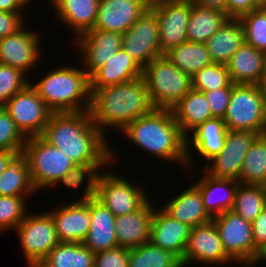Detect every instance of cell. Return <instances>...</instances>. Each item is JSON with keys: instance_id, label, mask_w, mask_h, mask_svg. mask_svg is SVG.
Segmentation results:
<instances>
[{"instance_id": "8", "label": "cell", "mask_w": 266, "mask_h": 267, "mask_svg": "<svg viewBox=\"0 0 266 267\" xmlns=\"http://www.w3.org/2000/svg\"><path fill=\"white\" fill-rule=\"evenodd\" d=\"M135 185L117 173L102 170L96 182L95 198L115 217L130 214L149 201L143 187Z\"/></svg>"}, {"instance_id": "48", "label": "cell", "mask_w": 266, "mask_h": 267, "mask_svg": "<svg viewBox=\"0 0 266 267\" xmlns=\"http://www.w3.org/2000/svg\"><path fill=\"white\" fill-rule=\"evenodd\" d=\"M255 247L258 249L266 242V207L251 223Z\"/></svg>"}, {"instance_id": "4", "label": "cell", "mask_w": 266, "mask_h": 267, "mask_svg": "<svg viewBox=\"0 0 266 267\" xmlns=\"http://www.w3.org/2000/svg\"><path fill=\"white\" fill-rule=\"evenodd\" d=\"M36 83L30 85L54 113L90 110V79L84 68L60 66Z\"/></svg>"}, {"instance_id": "44", "label": "cell", "mask_w": 266, "mask_h": 267, "mask_svg": "<svg viewBox=\"0 0 266 267\" xmlns=\"http://www.w3.org/2000/svg\"><path fill=\"white\" fill-rule=\"evenodd\" d=\"M232 87H224L210 91H204L206 100L210 106L214 118L225 116L228 104L230 102Z\"/></svg>"}, {"instance_id": "16", "label": "cell", "mask_w": 266, "mask_h": 267, "mask_svg": "<svg viewBox=\"0 0 266 267\" xmlns=\"http://www.w3.org/2000/svg\"><path fill=\"white\" fill-rule=\"evenodd\" d=\"M75 40L81 50L79 56L84 65L82 67L90 77L122 47L123 34L93 28Z\"/></svg>"}, {"instance_id": "41", "label": "cell", "mask_w": 266, "mask_h": 267, "mask_svg": "<svg viewBox=\"0 0 266 267\" xmlns=\"http://www.w3.org/2000/svg\"><path fill=\"white\" fill-rule=\"evenodd\" d=\"M27 197L0 196V233L7 229H16L27 214Z\"/></svg>"}, {"instance_id": "20", "label": "cell", "mask_w": 266, "mask_h": 267, "mask_svg": "<svg viewBox=\"0 0 266 267\" xmlns=\"http://www.w3.org/2000/svg\"><path fill=\"white\" fill-rule=\"evenodd\" d=\"M145 11L141 0H100L94 29L124 34Z\"/></svg>"}, {"instance_id": "54", "label": "cell", "mask_w": 266, "mask_h": 267, "mask_svg": "<svg viewBox=\"0 0 266 267\" xmlns=\"http://www.w3.org/2000/svg\"><path fill=\"white\" fill-rule=\"evenodd\" d=\"M260 87L263 90V93L266 97V65H265L264 75H263L262 81L260 83Z\"/></svg>"}, {"instance_id": "25", "label": "cell", "mask_w": 266, "mask_h": 267, "mask_svg": "<svg viewBox=\"0 0 266 267\" xmlns=\"http://www.w3.org/2000/svg\"><path fill=\"white\" fill-rule=\"evenodd\" d=\"M266 65V53L252 45L244 44L234 53L226 64L234 84L260 85Z\"/></svg>"}, {"instance_id": "30", "label": "cell", "mask_w": 266, "mask_h": 267, "mask_svg": "<svg viewBox=\"0 0 266 267\" xmlns=\"http://www.w3.org/2000/svg\"><path fill=\"white\" fill-rule=\"evenodd\" d=\"M175 121L187 137L200 124L213 117L204 92L191 89L172 109Z\"/></svg>"}, {"instance_id": "38", "label": "cell", "mask_w": 266, "mask_h": 267, "mask_svg": "<svg viewBox=\"0 0 266 267\" xmlns=\"http://www.w3.org/2000/svg\"><path fill=\"white\" fill-rule=\"evenodd\" d=\"M110 166V164H81L74 166L66 173L56 184L63 183L67 188L75 189L78 186H84L83 196L77 201H85L95 197L96 182L102 169ZM102 167V169H101ZM87 180V181H86ZM86 183H83L85 182Z\"/></svg>"}, {"instance_id": "26", "label": "cell", "mask_w": 266, "mask_h": 267, "mask_svg": "<svg viewBox=\"0 0 266 267\" xmlns=\"http://www.w3.org/2000/svg\"><path fill=\"white\" fill-rule=\"evenodd\" d=\"M60 22L81 36L93 29L100 0H50Z\"/></svg>"}, {"instance_id": "24", "label": "cell", "mask_w": 266, "mask_h": 267, "mask_svg": "<svg viewBox=\"0 0 266 267\" xmlns=\"http://www.w3.org/2000/svg\"><path fill=\"white\" fill-rule=\"evenodd\" d=\"M205 175L194 186L200 191L205 211L211 218L231 211L239 182ZM220 196H219V195Z\"/></svg>"}, {"instance_id": "46", "label": "cell", "mask_w": 266, "mask_h": 267, "mask_svg": "<svg viewBox=\"0 0 266 267\" xmlns=\"http://www.w3.org/2000/svg\"><path fill=\"white\" fill-rule=\"evenodd\" d=\"M24 14L0 10V38L16 33L24 25Z\"/></svg>"}, {"instance_id": "13", "label": "cell", "mask_w": 266, "mask_h": 267, "mask_svg": "<svg viewBox=\"0 0 266 267\" xmlns=\"http://www.w3.org/2000/svg\"><path fill=\"white\" fill-rule=\"evenodd\" d=\"M258 135L254 132L228 130L223 149L202 170L216 178L238 181L245 156Z\"/></svg>"}, {"instance_id": "39", "label": "cell", "mask_w": 266, "mask_h": 267, "mask_svg": "<svg viewBox=\"0 0 266 267\" xmlns=\"http://www.w3.org/2000/svg\"><path fill=\"white\" fill-rule=\"evenodd\" d=\"M233 84L225 64L212 63L192 76V88L201 92L232 87Z\"/></svg>"}, {"instance_id": "33", "label": "cell", "mask_w": 266, "mask_h": 267, "mask_svg": "<svg viewBox=\"0 0 266 267\" xmlns=\"http://www.w3.org/2000/svg\"><path fill=\"white\" fill-rule=\"evenodd\" d=\"M178 69L193 76L213 63L205 43L183 42L164 54Z\"/></svg>"}, {"instance_id": "35", "label": "cell", "mask_w": 266, "mask_h": 267, "mask_svg": "<svg viewBox=\"0 0 266 267\" xmlns=\"http://www.w3.org/2000/svg\"><path fill=\"white\" fill-rule=\"evenodd\" d=\"M238 182L266 186V133L258 135L249 148Z\"/></svg>"}, {"instance_id": "6", "label": "cell", "mask_w": 266, "mask_h": 267, "mask_svg": "<svg viewBox=\"0 0 266 267\" xmlns=\"http://www.w3.org/2000/svg\"><path fill=\"white\" fill-rule=\"evenodd\" d=\"M223 121L228 130L266 133V97L260 85L233 84Z\"/></svg>"}, {"instance_id": "51", "label": "cell", "mask_w": 266, "mask_h": 267, "mask_svg": "<svg viewBox=\"0 0 266 267\" xmlns=\"http://www.w3.org/2000/svg\"><path fill=\"white\" fill-rule=\"evenodd\" d=\"M176 1L177 0H141L146 11H153Z\"/></svg>"}, {"instance_id": "19", "label": "cell", "mask_w": 266, "mask_h": 267, "mask_svg": "<svg viewBox=\"0 0 266 267\" xmlns=\"http://www.w3.org/2000/svg\"><path fill=\"white\" fill-rule=\"evenodd\" d=\"M156 209L151 223L150 242L175 255L183 267V254L192 227L173 219L162 208Z\"/></svg>"}, {"instance_id": "14", "label": "cell", "mask_w": 266, "mask_h": 267, "mask_svg": "<svg viewBox=\"0 0 266 267\" xmlns=\"http://www.w3.org/2000/svg\"><path fill=\"white\" fill-rule=\"evenodd\" d=\"M229 265L234 261L226 254L213 219L191 228L185 252L183 267L191 263Z\"/></svg>"}, {"instance_id": "49", "label": "cell", "mask_w": 266, "mask_h": 267, "mask_svg": "<svg viewBox=\"0 0 266 267\" xmlns=\"http://www.w3.org/2000/svg\"><path fill=\"white\" fill-rule=\"evenodd\" d=\"M24 8L26 7H24L18 0H0L1 11L23 13Z\"/></svg>"}, {"instance_id": "12", "label": "cell", "mask_w": 266, "mask_h": 267, "mask_svg": "<svg viewBox=\"0 0 266 267\" xmlns=\"http://www.w3.org/2000/svg\"><path fill=\"white\" fill-rule=\"evenodd\" d=\"M122 47L142 69L155 58L163 56L157 17L152 11H145L123 34Z\"/></svg>"}, {"instance_id": "36", "label": "cell", "mask_w": 266, "mask_h": 267, "mask_svg": "<svg viewBox=\"0 0 266 267\" xmlns=\"http://www.w3.org/2000/svg\"><path fill=\"white\" fill-rule=\"evenodd\" d=\"M266 207V186L238 184L231 211L252 223Z\"/></svg>"}, {"instance_id": "15", "label": "cell", "mask_w": 266, "mask_h": 267, "mask_svg": "<svg viewBox=\"0 0 266 267\" xmlns=\"http://www.w3.org/2000/svg\"><path fill=\"white\" fill-rule=\"evenodd\" d=\"M25 28L24 25L16 33L0 38V64L29 74L30 69L41 59V36L35 30L28 31Z\"/></svg>"}, {"instance_id": "27", "label": "cell", "mask_w": 266, "mask_h": 267, "mask_svg": "<svg viewBox=\"0 0 266 267\" xmlns=\"http://www.w3.org/2000/svg\"><path fill=\"white\" fill-rule=\"evenodd\" d=\"M142 77V68L121 47L90 77V88H103Z\"/></svg>"}, {"instance_id": "34", "label": "cell", "mask_w": 266, "mask_h": 267, "mask_svg": "<svg viewBox=\"0 0 266 267\" xmlns=\"http://www.w3.org/2000/svg\"><path fill=\"white\" fill-rule=\"evenodd\" d=\"M95 253L82 243L59 242L42 263L46 267H94Z\"/></svg>"}, {"instance_id": "52", "label": "cell", "mask_w": 266, "mask_h": 267, "mask_svg": "<svg viewBox=\"0 0 266 267\" xmlns=\"http://www.w3.org/2000/svg\"><path fill=\"white\" fill-rule=\"evenodd\" d=\"M19 152L13 150H0V175L8 167L10 160Z\"/></svg>"}, {"instance_id": "57", "label": "cell", "mask_w": 266, "mask_h": 267, "mask_svg": "<svg viewBox=\"0 0 266 267\" xmlns=\"http://www.w3.org/2000/svg\"><path fill=\"white\" fill-rule=\"evenodd\" d=\"M24 7L26 6H28V4L29 3H31V2H29V1H31V0H18Z\"/></svg>"}, {"instance_id": "45", "label": "cell", "mask_w": 266, "mask_h": 267, "mask_svg": "<svg viewBox=\"0 0 266 267\" xmlns=\"http://www.w3.org/2000/svg\"><path fill=\"white\" fill-rule=\"evenodd\" d=\"M94 267H128V249L118 246L95 253Z\"/></svg>"}, {"instance_id": "32", "label": "cell", "mask_w": 266, "mask_h": 267, "mask_svg": "<svg viewBox=\"0 0 266 267\" xmlns=\"http://www.w3.org/2000/svg\"><path fill=\"white\" fill-rule=\"evenodd\" d=\"M35 191L30 178L28 157L23 151L19 152L0 175V196H29Z\"/></svg>"}, {"instance_id": "22", "label": "cell", "mask_w": 266, "mask_h": 267, "mask_svg": "<svg viewBox=\"0 0 266 267\" xmlns=\"http://www.w3.org/2000/svg\"><path fill=\"white\" fill-rule=\"evenodd\" d=\"M82 244L94 253L118 247L115 215L95 197L90 198V226Z\"/></svg>"}, {"instance_id": "55", "label": "cell", "mask_w": 266, "mask_h": 267, "mask_svg": "<svg viewBox=\"0 0 266 267\" xmlns=\"http://www.w3.org/2000/svg\"><path fill=\"white\" fill-rule=\"evenodd\" d=\"M29 267H46L42 262L39 263H28Z\"/></svg>"}, {"instance_id": "1", "label": "cell", "mask_w": 266, "mask_h": 267, "mask_svg": "<svg viewBox=\"0 0 266 267\" xmlns=\"http://www.w3.org/2000/svg\"><path fill=\"white\" fill-rule=\"evenodd\" d=\"M41 137L76 165L112 164L116 160L112 146L93 123L89 111L53 113Z\"/></svg>"}, {"instance_id": "31", "label": "cell", "mask_w": 266, "mask_h": 267, "mask_svg": "<svg viewBox=\"0 0 266 267\" xmlns=\"http://www.w3.org/2000/svg\"><path fill=\"white\" fill-rule=\"evenodd\" d=\"M228 19L229 17L222 10L203 7L190 2L187 41L205 43Z\"/></svg>"}, {"instance_id": "17", "label": "cell", "mask_w": 266, "mask_h": 267, "mask_svg": "<svg viewBox=\"0 0 266 267\" xmlns=\"http://www.w3.org/2000/svg\"><path fill=\"white\" fill-rule=\"evenodd\" d=\"M152 12L157 17L163 55L171 48L187 41L186 33L190 18V0H177Z\"/></svg>"}, {"instance_id": "10", "label": "cell", "mask_w": 266, "mask_h": 267, "mask_svg": "<svg viewBox=\"0 0 266 267\" xmlns=\"http://www.w3.org/2000/svg\"><path fill=\"white\" fill-rule=\"evenodd\" d=\"M27 263L42 262L60 242L54 221L48 212L26 214L16 227Z\"/></svg>"}, {"instance_id": "42", "label": "cell", "mask_w": 266, "mask_h": 267, "mask_svg": "<svg viewBox=\"0 0 266 267\" xmlns=\"http://www.w3.org/2000/svg\"><path fill=\"white\" fill-rule=\"evenodd\" d=\"M26 75L17 68L0 64V106L30 84Z\"/></svg>"}, {"instance_id": "40", "label": "cell", "mask_w": 266, "mask_h": 267, "mask_svg": "<svg viewBox=\"0 0 266 267\" xmlns=\"http://www.w3.org/2000/svg\"><path fill=\"white\" fill-rule=\"evenodd\" d=\"M245 42L266 53V8H259L238 18Z\"/></svg>"}, {"instance_id": "11", "label": "cell", "mask_w": 266, "mask_h": 267, "mask_svg": "<svg viewBox=\"0 0 266 267\" xmlns=\"http://www.w3.org/2000/svg\"><path fill=\"white\" fill-rule=\"evenodd\" d=\"M3 107L26 138L41 136L54 113L30 84Z\"/></svg>"}, {"instance_id": "53", "label": "cell", "mask_w": 266, "mask_h": 267, "mask_svg": "<svg viewBox=\"0 0 266 267\" xmlns=\"http://www.w3.org/2000/svg\"><path fill=\"white\" fill-rule=\"evenodd\" d=\"M266 261V242L258 248L257 254L250 264V267L256 266Z\"/></svg>"}, {"instance_id": "9", "label": "cell", "mask_w": 266, "mask_h": 267, "mask_svg": "<svg viewBox=\"0 0 266 267\" xmlns=\"http://www.w3.org/2000/svg\"><path fill=\"white\" fill-rule=\"evenodd\" d=\"M226 254L235 262L249 267L258 249L250 222L233 211L212 218Z\"/></svg>"}, {"instance_id": "21", "label": "cell", "mask_w": 266, "mask_h": 267, "mask_svg": "<svg viewBox=\"0 0 266 267\" xmlns=\"http://www.w3.org/2000/svg\"><path fill=\"white\" fill-rule=\"evenodd\" d=\"M227 131L228 129L222 118H212L210 120H206L191 131L186 137V154L188 158L187 169L189 171L193 169L191 165L194 162L192 157H190L192 156L190 155L191 146L193 151H196L200 156H202L201 158L207 160L208 162L223 149ZM191 133L193 135H191ZM189 136L191 138H189ZM190 144L191 146H189Z\"/></svg>"}, {"instance_id": "2", "label": "cell", "mask_w": 266, "mask_h": 267, "mask_svg": "<svg viewBox=\"0 0 266 267\" xmlns=\"http://www.w3.org/2000/svg\"><path fill=\"white\" fill-rule=\"evenodd\" d=\"M90 91L89 112L93 123L104 136H107L105 131L108 128L119 129L120 132L140 116L148 115L155 109L143 77L103 88H90Z\"/></svg>"}, {"instance_id": "56", "label": "cell", "mask_w": 266, "mask_h": 267, "mask_svg": "<svg viewBox=\"0 0 266 267\" xmlns=\"http://www.w3.org/2000/svg\"><path fill=\"white\" fill-rule=\"evenodd\" d=\"M255 2L260 8H263L266 6V0H255Z\"/></svg>"}, {"instance_id": "3", "label": "cell", "mask_w": 266, "mask_h": 267, "mask_svg": "<svg viewBox=\"0 0 266 267\" xmlns=\"http://www.w3.org/2000/svg\"><path fill=\"white\" fill-rule=\"evenodd\" d=\"M121 133L139 149L164 162H179L187 168L186 136L169 109H154L128 124ZM186 166V167H185Z\"/></svg>"}, {"instance_id": "28", "label": "cell", "mask_w": 266, "mask_h": 267, "mask_svg": "<svg viewBox=\"0 0 266 267\" xmlns=\"http://www.w3.org/2000/svg\"><path fill=\"white\" fill-rule=\"evenodd\" d=\"M173 219L190 227L206 223L212 218L205 211L200 191L192 184L162 208Z\"/></svg>"}, {"instance_id": "50", "label": "cell", "mask_w": 266, "mask_h": 267, "mask_svg": "<svg viewBox=\"0 0 266 267\" xmlns=\"http://www.w3.org/2000/svg\"><path fill=\"white\" fill-rule=\"evenodd\" d=\"M190 2L203 7L222 10L226 13V0H190Z\"/></svg>"}, {"instance_id": "7", "label": "cell", "mask_w": 266, "mask_h": 267, "mask_svg": "<svg viewBox=\"0 0 266 267\" xmlns=\"http://www.w3.org/2000/svg\"><path fill=\"white\" fill-rule=\"evenodd\" d=\"M23 152L28 157L30 178L36 192L54 187L59 179L76 166L71 157L41 136L28 137Z\"/></svg>"}, {"instance_id": "37", "label": "cell", "mask_w": 266, "mask_h": 267, "mask_svg": "<svg viewBox=\"0 0 266 267\" xmlns=\"http://www.w3.org/2000/svg\"><path fill=\"white\" fill-rule=\"evenodd\" d=\"M128 267H182L171 252L148 241L137 248L128 249Z\"/></svg>"}, {"instance_id": "5", "label": "cell", "mask_w": 266, "mask_h": 267, "mask_svg": "<svg viewBox=\"0 0 266 267\" xmlns=\"http://www.w3.org/2000/svg\"><path fill=\"white\" fill-rule=\"evenodd\" d=\"M142 77L156 109L171 110L192 89V76L178 69L165 55L146 65Z\"/></svg>"}, {"instance_id": "47", "label": "cell", "mask_w": 266, "mask_h": 267, "mask_svg": "<svg viewBox=\"0 0 266 267\" xmlns=\"http://www.w3.org/2000/svg\"><path fill=\"white\" fill-rule=\"evenodd\" d=\"M259 8L255 0H226V14L229 18H239Z\"/></svg>"}, {"instance_id": "29", "label": "cell", "mask_w": 266, "mask_h": 267, "mask_svg": "<svg viewBox=\"0 0 266 267\" xmlns=\"http://www.w3.org/2000/svg\"><path fill=\"white\" fill-rule=\"evenodd\" d=\"M245 37L238 18H229L206 42L213 63L227 64L244 44Z\"/></svg>"}, {"instance_id": "43", "label": "cell", "mask_w": 266, "mask_h": 267, "mask_svg": "<svg viewBox=\"0 0 266 267\" xmlns=\"http://www.w3.org/2000/svg\"><path fill=\"white\" fill-rule=\"evenodd\" d=\"M26 137L16 127L14 120L3 106H0V150L22 152Z\"/></svg>"}, {"instance_id": "23", "label": "cell", "mask_w": 266, "mask_h": 267, "mask_svg": "<svg viewBox=\"0 0 266 267\" xmlns=\"http://www.w3.org/2000/svg\"><path fill=\"white\" fill-rule=\"evenodd\" d=\"M150 201L136 212L115 217L118 246L132 249L150 241L151 223L155 210L154 203Z\"/></svg>"}, {"instance_id": "18", "label": "cell", "mask_w": 266, "mask_h": 267, "mask_svg": "<svg viewBox=\"0 0 266 267\" xmlns=\"http://www.w3.org/2000/svg\"><path fill=\"white\" fill-rule=\"evenodd\" d=\"M63 205V206H62ZM60 242L82 243L90 226V199L73 200L50 210Z\"/></svg>"}]
</instances>
